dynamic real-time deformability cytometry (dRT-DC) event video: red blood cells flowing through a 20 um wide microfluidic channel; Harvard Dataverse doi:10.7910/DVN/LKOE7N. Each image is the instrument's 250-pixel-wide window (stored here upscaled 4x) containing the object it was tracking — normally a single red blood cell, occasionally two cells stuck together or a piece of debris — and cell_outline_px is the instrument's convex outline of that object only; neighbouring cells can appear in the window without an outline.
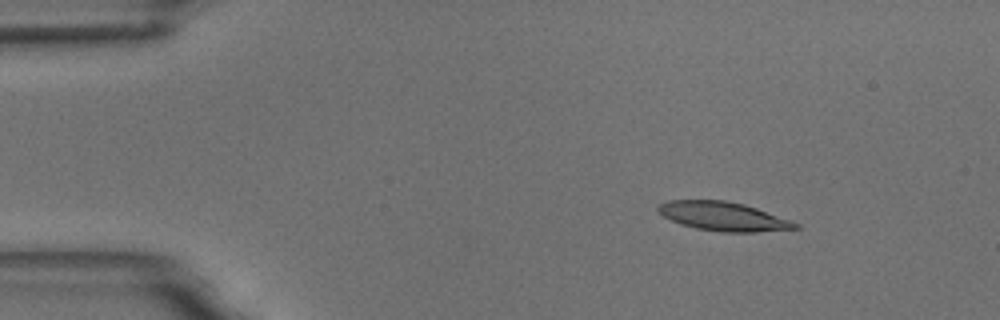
{"species": "common noctule bat (a hibernating species)", "species_latin": "Nyctalus noctula", "temperature_condition": "room temperature", "stored_images_in_passage": 15, "camera_frame_rate_fps": 3000, "um_per_image_px": 0.085, "animal": {"sex": "male", "body_mass_g": 18.8}, "frame": {"image": 1, "passage_image": 3, "time_ms": 2.333, "image_size_px": [1000, 320], "cell_outline_px": [[800, 228], [756, 232], [720, 232], [696, 228], [680, 224], [656, 212], [656, 208], [660, 204], [668, 200], [724, 200], [744, 204], [756, 208], [800, 224]], "centroid_in_image_um": [61.45, 18.39], "position_along_channel_um": 23.6, "area_um2": 23.0}}
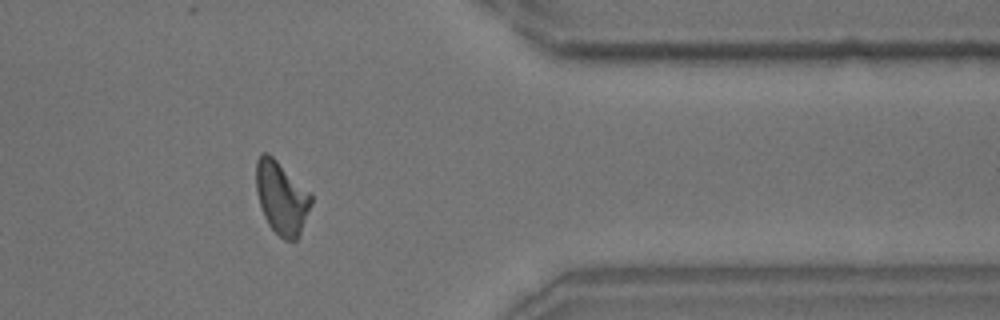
{"frame": {"image": 2, "passage_image": 13, "time_ms": 14.667, "image_size_px": [1000, 320], "cell_outline_px": [[312, 204], [300, 236], [296, 240], [284, 240], [268, 224], [264, 216], [260, 204], [256, 188], [256, 160], [260, 152], [268, 152], [312, 192]], "centroid_in_image_um": [23.96, 16.78], "position_along_channel_um": 387.4, "area_um2": 23.7}}
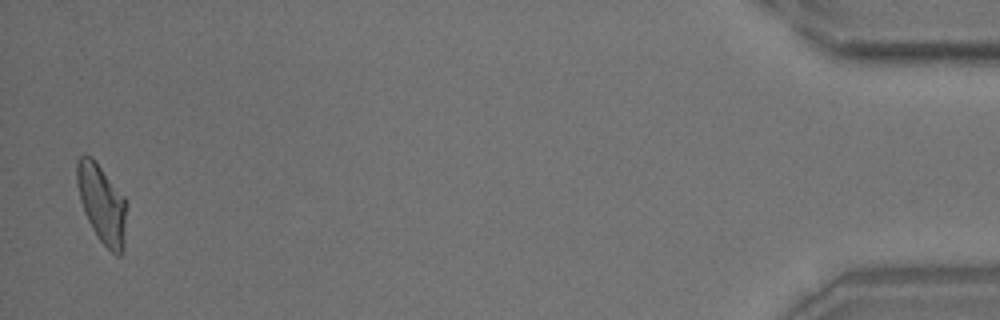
{"frame": {"image": 3, "passage_image": 15, "time_ms": 17.667, "image_size_px": [1000, 320], "cell_outline_px": [[128, 204], [124, 248], [120, 256], [116, 256], [96, 236], [84, 212], [80, 200], [76, 184], [76, 160], [84, 152], [92, 156], [124, 196]], "centroid_in_image_um": [8.67, 17.3], "position_along_channel_um": 426.5, "area_um2": 23.29}, "authors_computed_cell_mechanics": {"area_um2": 22.831, "velocity_mm_per_s": 3.7013, "shape_relaxation_time_tau1_ms": 3.6119, "shape_relaxation_time_tau2_ms": 3.5095, "deformation_change_tau1": 0.1221, "deformation_change_tau2": 0.1076}}